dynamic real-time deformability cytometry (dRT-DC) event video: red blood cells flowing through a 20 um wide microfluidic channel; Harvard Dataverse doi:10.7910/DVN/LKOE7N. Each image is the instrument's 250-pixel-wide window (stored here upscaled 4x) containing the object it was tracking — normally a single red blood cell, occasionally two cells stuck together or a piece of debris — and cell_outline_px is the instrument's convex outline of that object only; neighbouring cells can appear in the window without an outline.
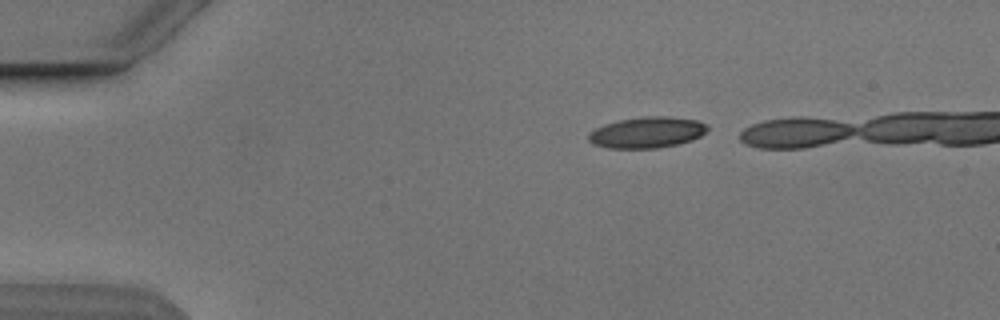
{"species": "Egyptian fruit bat (a non-hibernating species)", "species_latin": "Rousettus aegyptiacus", "temperature_condition": "cold", "stored_images_in_passage": 3, "camera_frame_rate_fps": 3000, "um_per_image_px": 0.085, "animal": {"sex": "male"}, "frame": {"image": 1, "passage_image": 1, "time_ms": 0.0, "image_size_px": [1000, 320], "cell_outline_px": [[708, 128], [700, 136], [692, 140], [676, 144], [656, 148], [608, 148], [596, 144], [588, 140], [588, 136], [596, 128], [604, 124], [620, 120], [640, 116], [668, 116], [696, 120], [704, 124]], "centroid_in_image_um": [54.99, 11.25], "position_along_channel_um": 30.0, "area_um2": 21.21}}